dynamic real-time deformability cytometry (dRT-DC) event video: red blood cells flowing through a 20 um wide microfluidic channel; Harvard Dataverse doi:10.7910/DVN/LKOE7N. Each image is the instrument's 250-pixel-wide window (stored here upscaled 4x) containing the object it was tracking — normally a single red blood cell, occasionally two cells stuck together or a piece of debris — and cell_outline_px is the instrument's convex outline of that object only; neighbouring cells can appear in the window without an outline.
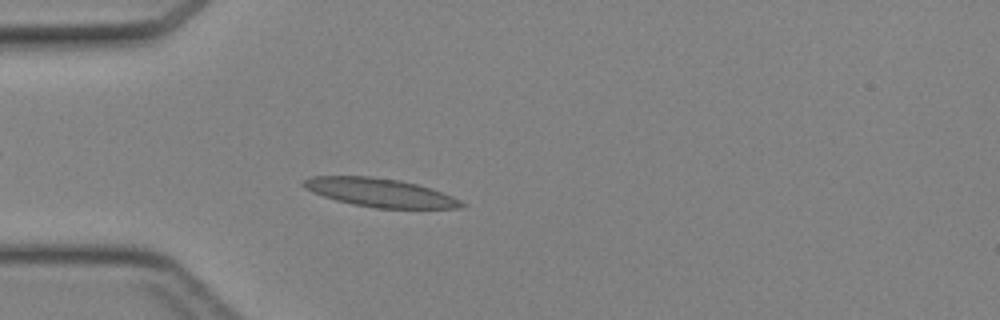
{"species": "Egyptian fruit bat (a non-hibernating species)", "species_latin": "Rousettus aegyptiacus", "temperature_condition": "cold", "stored_images_in_passage": 35, "camera_frame_rate_fps": 3000, "um_per_image_px": 0.085, "animal": {"sex": "female"}, "frame": {"image": 1, "passage_image": 2, "time_ms": 0.333, "image_size_px": [1000, 320], "cell_outline_px": [[468, 204], [456, 208], [376, 208], [352, 204], [336, 200], [312, 192], [304, 188], [300, 184], [304, 180], [312, 176], [372, 176], [400, 180], [432, 188], [452, 196]], "centroid_in_image_um": [32.28, 16.36], "position_along_channel_um": 52.7, "area_um2": 26.24}}
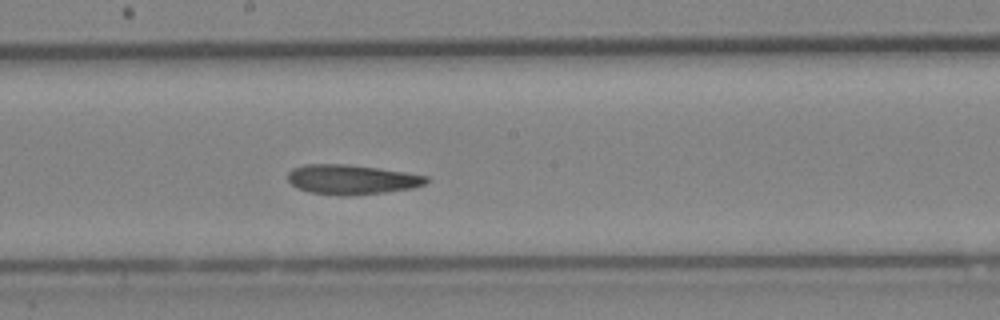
{"frame": {"image": 2, "passage_image": 14, "time_ms": 4.333, "image_size_px": [1000, 320], "cell_outline_px": [[428, 180], [424, 184], [412, 188], [384, 192], [348, 196], [340, 196], [308, 192], [296, 188], [288, 180], [288, 172], [292, 168], [304, 164], [348, 164], [404, 172], [428, 176]], "centroid_in_image_um": [29.84, 15.26], "position_along_channel_um": 218.4, "area_um2": 23.99}}
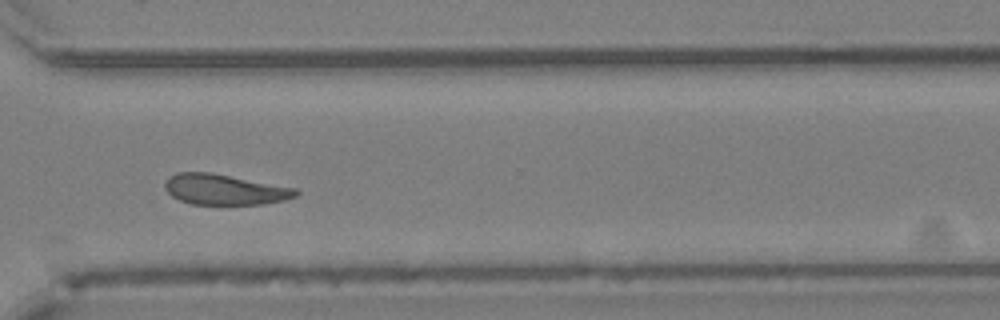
{"frame": {"image": 3, "passage_image": 23, "time_ms": 7.333, "image_size_px": [1000, 320], "cell_outline_px": [[300, 192], [296, 196], [284, 200], [264, 204], [192, 204], [180, 200], [172, 196], [164, 188], [164, 180], [168, 176], [176, 172], [212, 172], [296, 188]], "centroid_in_image_um": [19.07, 16.09], "position_along_channel_um": 351.5, "area_um2": 23.47}}